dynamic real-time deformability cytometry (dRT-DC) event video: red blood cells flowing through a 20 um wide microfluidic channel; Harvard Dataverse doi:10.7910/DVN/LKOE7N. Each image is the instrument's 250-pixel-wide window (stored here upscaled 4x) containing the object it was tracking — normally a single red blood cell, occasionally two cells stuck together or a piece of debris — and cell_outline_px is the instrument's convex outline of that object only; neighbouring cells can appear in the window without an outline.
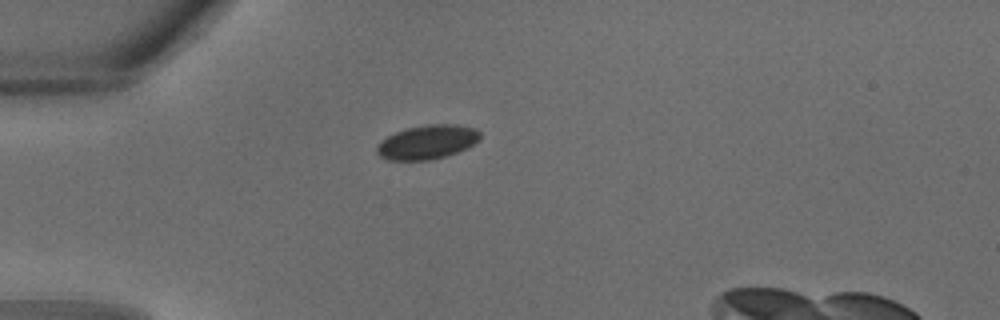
{"species": "common noctule bat (a hibernating species)", "species_latin": "Nyctalus noctula", "temperature_condition": "warm", "stored_images_in_passage": 15, "camera_frame_rate_fps": 3000, "um_per_image_px": 0.085, "animal": {"sex": "male", "body_mass_g": 18.8}, "frame": {"image": 1, "passage_image": 1, "time_ms": 0.0, "image_size_px": [1000, 320], "cell_outline_px": [[480, 140], [468, 148], [432, 160], [388, 160], [380, 156], [376, 152], [376, 144], [380, 140], [404, 128], [428, 124], [456, 124], [476, 128], [480, 132]], "centroid_in_image_um": [36.31, 12.07], "position_along_channel_um": 48.7, "area_um2": 20.75}}
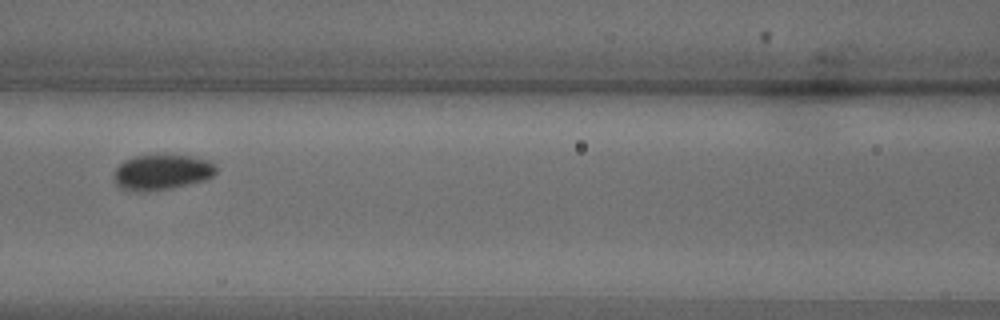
{"frame": {"image": 2, "passage_image": 7, "time_ms": 2.0, "image_size_px": [1000, 320], "cell_outline_px": [[216, 172], [212, 176], [204, 180], [172, 188], [144, 192], [136, 192], [120, 188], [116, 184], [112, 176], [112, 172], [124, 160], [136, 156], [192, 156], [208, 160], [216, 164]], "centroid_in_image_um": [13.72, 14.66], "position_along_channel_um": 152.9, "area_um2": 21.1}}
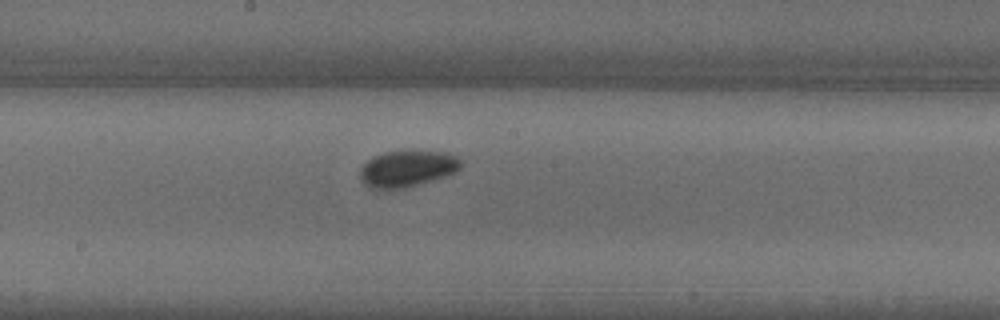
{"frame": {"image": 3, "passage_image": 10, "time_ms": 3.0, "image_size_px": [1000, 320], "cell_outline_px": [[464, 164], [456, 172], [420, 184], [404, 188], [380, 192], [364, 184], [360, 180], [360, 168], [372, 156], [384, 152], [444, 152], [456, 156]], "centroid_in_image_um": [34.57, 14.38], "position_along_channel_um": 213.6, "area_um2": 21.56}}